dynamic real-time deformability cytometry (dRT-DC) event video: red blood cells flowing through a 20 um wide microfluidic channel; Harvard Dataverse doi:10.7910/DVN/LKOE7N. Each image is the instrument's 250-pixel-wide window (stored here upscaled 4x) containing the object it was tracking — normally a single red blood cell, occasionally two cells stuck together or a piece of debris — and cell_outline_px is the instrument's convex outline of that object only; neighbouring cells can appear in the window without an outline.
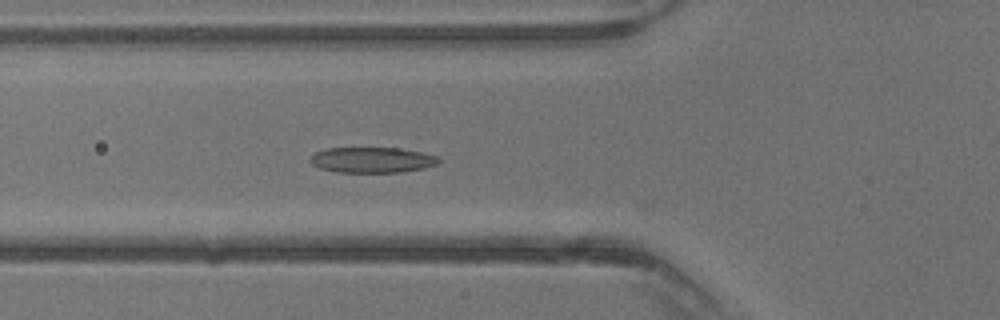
{"species": "common noctule bat (a hibernating species)", "species_latin": "Nyctalus noctula", "temperature_condition": "warm", "stored_images_in_passage": 40, "camera_frame_rate_fps": 3000, "um_per_image_px": 0.085, "animal": {"sex": "male", "body_mass_g": 13.3}, "frame": {"image": 1, "passage_image": 15, "time_ms": 4.667, "image_size_px": [1000, 320], "cell_outline_px": [[440, 160], [436, 164], [424, 168], [400, 172], [336, 172], [320, 168], [312, 164], [308, 160], [316, 152], [324, 148], [396, 148], [424, 152], [436, 156]], "centroid_in_image_um": [31.6, 13.59], "position_along_channel_um": 94.2, "area_um2": 19.07}}
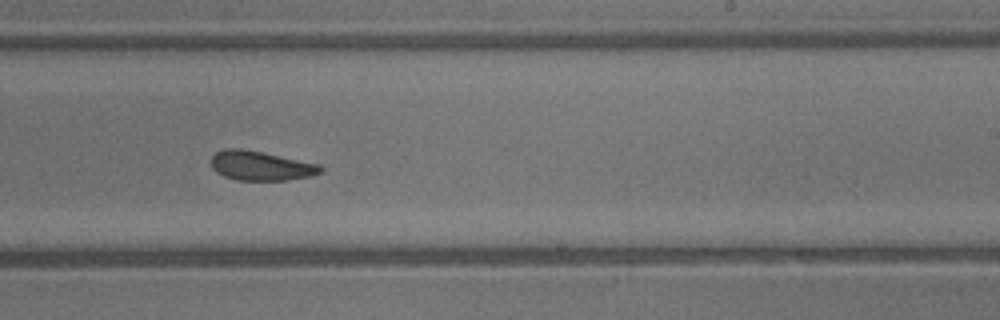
{"frame": {"image": 2, "passage_image": 25, "time_ms": 8.0, "image_size_px": [1000, 320], "cell_outline_px": [[324, 172], [312, 176], [288, 180], [236, 180], [224, 176], [216, 172], [212, 168], [208, 160], [216, 152], [224, 148], [240, 148], [320, 164], [324, 168]], "centroid_in_image_um": [22.15, 14.09], "position_along_channel_um": 266.8, "area_um2": 18.96}}
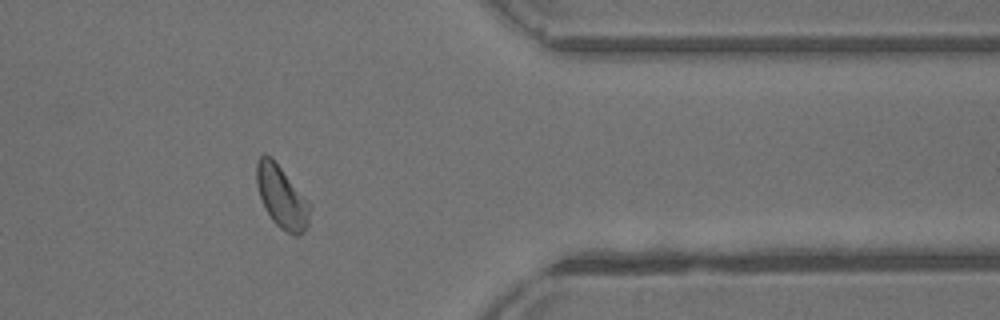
{"frame": {"image": 3, "passage_image": 33, "time_ms": 10.667, "image_size_px": [1000, 320], "cell_outline_px": [[312, 208], [308, 224], [304, 232], [296, 236], [280, 228], [272, 220], [260, 196], [256, 184], [256, 160], [264, 152], [272, 156], [312, 204]], "centroid_in_image_um": [23.97, 16.69], "position_along_channel_um": 387.4, "area_um2": 19.71}}